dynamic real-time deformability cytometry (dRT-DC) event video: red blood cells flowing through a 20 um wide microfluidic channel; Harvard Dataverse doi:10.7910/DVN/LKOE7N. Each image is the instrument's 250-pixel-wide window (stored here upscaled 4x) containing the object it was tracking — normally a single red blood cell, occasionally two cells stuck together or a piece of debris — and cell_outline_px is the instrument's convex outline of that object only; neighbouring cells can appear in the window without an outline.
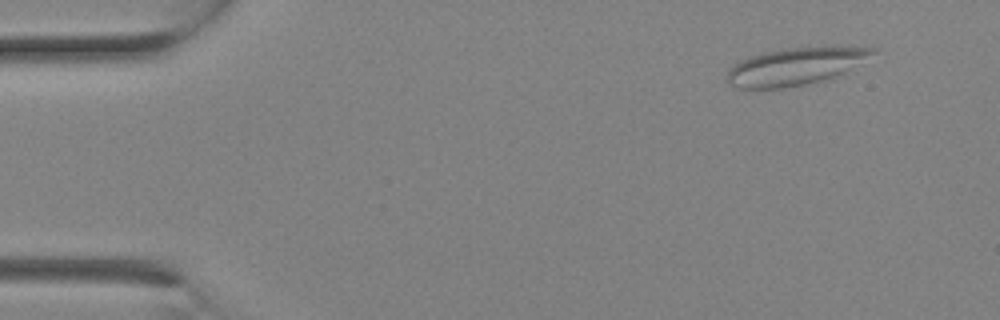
{"species": "Egyptian fruit bat (a non-hibernating species)", "species_latin": "Rousettus aegyptiacus", "temperature_condition": "room temperature", "stored_images_in_passage": 3, "camera_frame_rate_fps": 3000, "um_per_image_px": 0.085, "animal": {"sex": "female"}, "frame": {"image": 1, "passage_image": 1, "time_ms": 0.0, "image_size_px": [1000, 320], "cell_outline_px": [[876, 52], [832, 80], [780, 88], [740, 88], [728, 84], [728, 68], [752, 56], [764, 52], [788, 48], [872, 48]], "centroid_in_image_um": [67.56, 5.68], "position_along_channel_um": 17.4, "area_um2": 30.75}}